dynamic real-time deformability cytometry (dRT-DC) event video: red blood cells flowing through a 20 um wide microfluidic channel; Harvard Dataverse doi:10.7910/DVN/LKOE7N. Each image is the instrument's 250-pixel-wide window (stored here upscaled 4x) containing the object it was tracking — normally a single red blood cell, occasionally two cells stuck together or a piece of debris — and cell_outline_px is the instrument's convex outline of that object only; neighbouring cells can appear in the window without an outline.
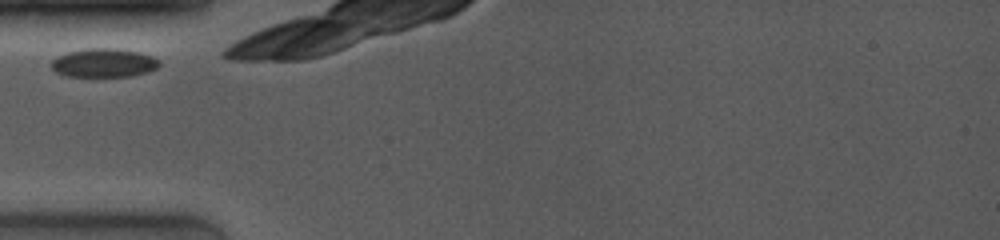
{"species": "common noctule bat (a hibernating species)", "species_latin": "Nyctalus noctula", "temperature_condition": "room temperature", "stored_images_in_passage": 10, "camera_frame_rate_fps": 4000, "um_per_image_px": 0.085, "animal": {"sex": "female", "body_mass_g": 19.0, "forearm_length_mm": 53.3}, "frame": {"image": 1, "passage_image": 1, "time_ms": 0.0, "image_size_px": [1000, 240], "cell_outline_px": [[160, 64], [156, 68], [148, 72], [132, 76], [64, 76], [56, 72], [48, 64], [56, 56], [64, 52], [88, 48], [116, 48], [140, 52], [152, 56], [160, 60]], "centroid_in_image_um": [8.79, 5.33], "position_along_channel_um": 76.2, "area_um2": 18.38}}